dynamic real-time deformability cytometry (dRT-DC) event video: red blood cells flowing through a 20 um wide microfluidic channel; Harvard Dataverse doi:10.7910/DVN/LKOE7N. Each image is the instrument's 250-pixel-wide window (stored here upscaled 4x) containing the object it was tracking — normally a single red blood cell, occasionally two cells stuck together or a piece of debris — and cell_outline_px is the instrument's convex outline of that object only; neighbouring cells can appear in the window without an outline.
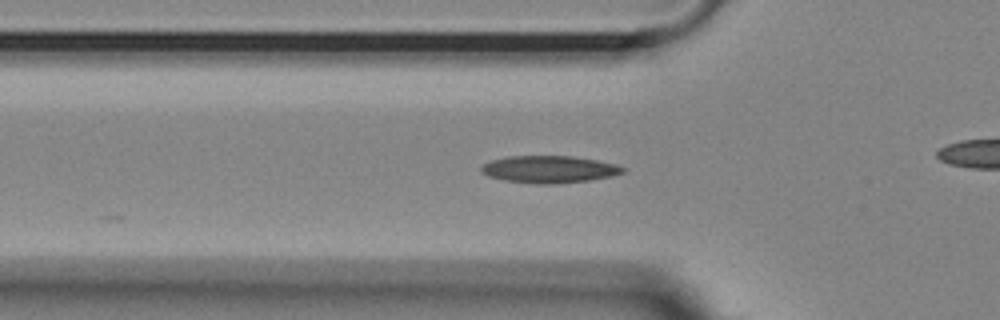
{"species": "Egyptian fruit bat (a non-hibernating species)", "species_latin": "Rousettus aegyptiacus", "temperature_condition": "room temperature", "stored_images_in_passage": 12, "camera_frame_rate_fps": 3000, "um_per_image_px": 0.085, "animal": {"sex": "female"}, "frame": {"image": 1, "passage_image": 4, "time_ms": 1.0, "image_size_px": [1000, 320], "cell_outline_px": [[624, 172], [612, 176], [588, 180], [556, 184], [536, 184], [504, 180], [488, 176], [480, 172], [480, 168], [484, 164], [492, 160], [508, 156], [572, 156], [596, 160], [616, 164], [624, 168]], "centroid_in_image_um": [46.66, 14.39], "position_along_channel_um": 79.1, "area_um2": 22.37}}
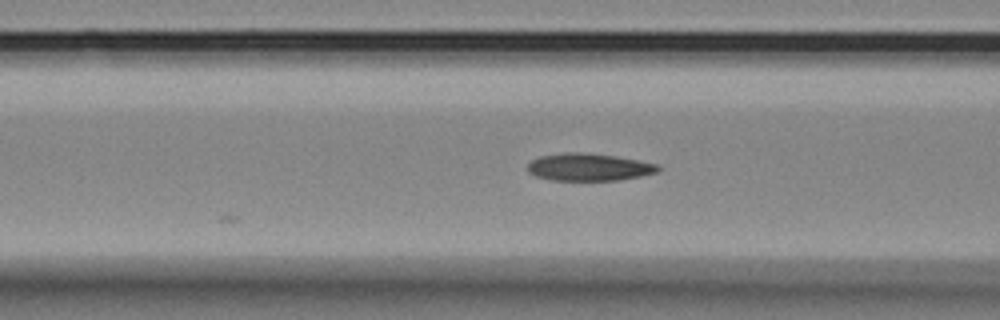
{"frame": {"image": 2, "passage_image": 7, "time_ms": 2.0, "image_size_px": [1000, 320], "cell_outline_px": [[660, 168], [656, 172], [640, 176], [616, 180], [552, 180], [536, 176], [528, 172], [528, 164], [532, 160], [540, 156], [564, 152], [580, 152], [616, 156], [656, 164]], "centroid_in_image_um": [50.01, 14.2], "position_along_channel_um": 116.6, "area_um2": 20.58}}
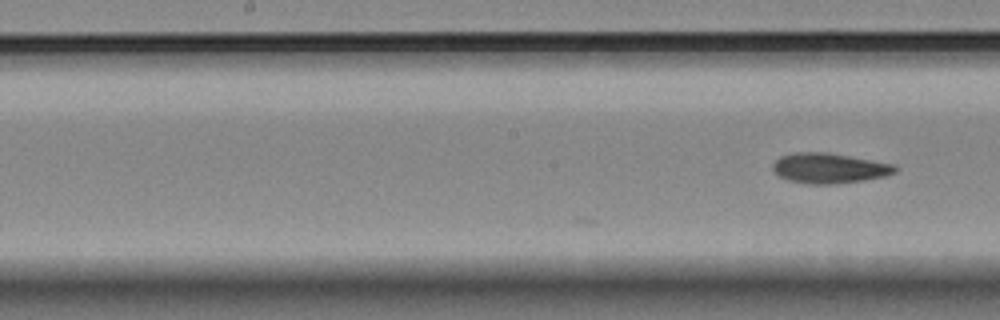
{"frame": {"image": 3, "passage_image": 12, "time_ms": 3.667, "image_size_px": [1000, 320], "cell_outline_px": [[900, 168], [896, 172], [884, 176], [864, 180], [832, 184], [808, 184], [788, 180], [780, 176], [772, 168], [772, 164], [780, 156], [796, 152], [828, 152], [896, 164]], "centroid_in_image_um": [70.52, 14.28], "position_along_channel_um": 177.7, "area_um2": 21.62}}